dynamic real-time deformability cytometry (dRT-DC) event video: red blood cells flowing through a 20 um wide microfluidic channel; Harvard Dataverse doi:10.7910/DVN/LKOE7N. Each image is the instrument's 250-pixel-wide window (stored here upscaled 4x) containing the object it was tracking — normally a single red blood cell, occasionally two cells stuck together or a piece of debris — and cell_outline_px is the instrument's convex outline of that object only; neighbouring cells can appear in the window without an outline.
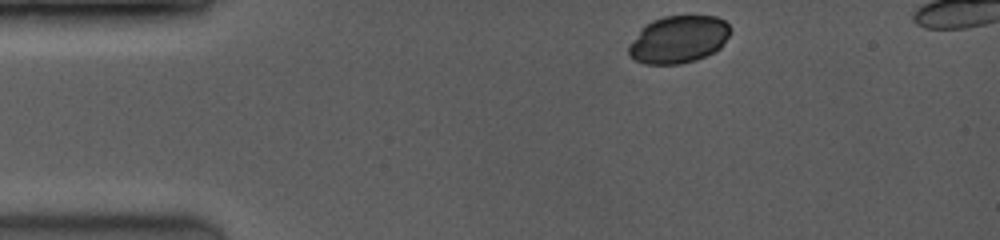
{"species": "common noctule bat (a hibernating species)", "species_latin": "Nyctalus noctula", "temperature_condition": "room temperature", "stored_images_in_passage": 5, "camera_frame_rate_fps": 3500, "um_per_image_px": 0.085, "animal": {"sex": "female", "body_mass_g": 19.0, "forearm_length_mm": 53.3}, "frame": {"image": 1, "passage_image": 1, "time_ms": 0.0, "image_size_px": [1000, 240], "cell_outline_px": [[732, 32], [724, 44], [720, 48], [696, 60], [680, 64], [644, 64], [628, 56], [628, 44], [652, 20], [664, 16], [716, 16], [724, 20], [732, 28]], "centroid_in_image_um": [57.7, 3.35], "position_along_channel_um": 27.3, "area_um2": 28.09}}